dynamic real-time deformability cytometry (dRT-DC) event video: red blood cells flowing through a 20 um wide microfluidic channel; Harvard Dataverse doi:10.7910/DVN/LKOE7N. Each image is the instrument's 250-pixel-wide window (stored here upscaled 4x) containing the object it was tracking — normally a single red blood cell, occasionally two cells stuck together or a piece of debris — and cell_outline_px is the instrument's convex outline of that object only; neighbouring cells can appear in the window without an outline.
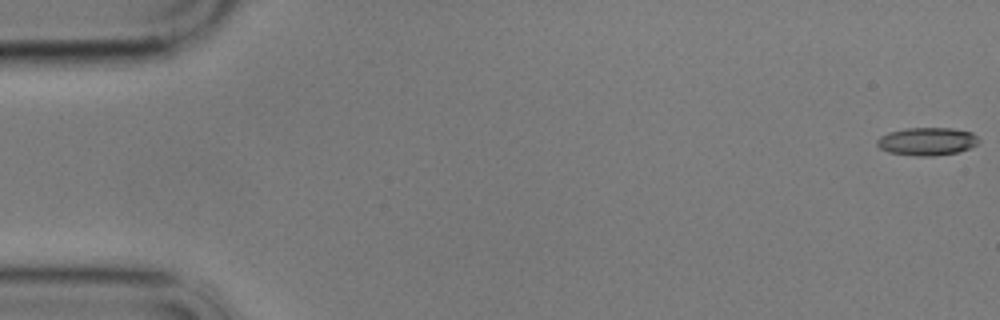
{"species": "common noctule bat (a hibernating species)", "species_latin": "Nyctalus noctula", "temperature_condition": "cold", "stored_images_in_passage": 59, "camera_frame_rate_fps": 3000, "um_per_image_px": 0.085, "animal": {"sex": "male", "body_mass_g": 17.9}, "frame": {"image": 1, "passage_image": 1, "time_ms": 0.0, "image_size_px": [1000, 320], "cell_outline_px": [[980, 140], [976, 144], [968, 148], [956, 152], [932, 156], [916, 156], [888, 152], [880, 148], [876, 144], [876, 140], [880, 136], [888, 132], [904, 128], [952, 128], [972, 132]], "centroid_in_image_um": [78.76, 12.01], "position_along_channel_um": 6.2, "area_um2": 16.53}}
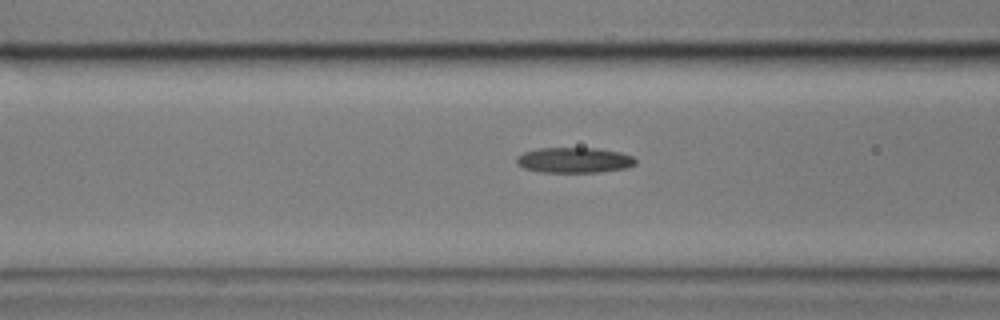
{"frame": {"image": 2, "passage_image": 23, "time_ms": 7.333, "image_size_px": [1000, 320], "cell_outline_px": [[636, 164], [628, 168], [600, 172], [536, 172], [524, 168], [516, 164], [516, 156], [524, 152], [540, 148], [596, 148], [620, 152], [632, 156], [636, 160]], "centroid_in_image_um": [48.8, 13.62], "position_along_channel_um": 117.8, "area_um2": 17.8}}
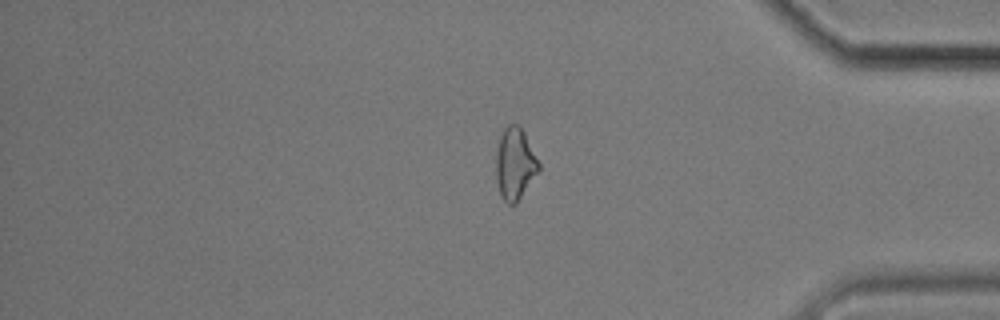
{"frame": {"image": 3, "passage_image": 49, "time_ms": 16.0, "image_size_px": [1000, 320], "cell_outline_px": [[540, 172], [516, 204], [508, 204], [500, 196], [496, 180], [496, 148], [500, 136], [504, 128], [508, 124], [520, 124], [540, 164]], "centroid_in_image_um": [43.77, 13.94], "position_along_channel_um": 391.4, "area_um2": 18.26}, "authors_computed_cell_mechanics": {"area_um2": 17.3978, "velocity_mm_per_s": 3.4324, "shape_relaxation_time_tau1_ms": null, "shape_relaxation_time_tau2_ms": 4.4377, "deformation_change_tau1": null, "deformation_change_tau2": 0.1309}}